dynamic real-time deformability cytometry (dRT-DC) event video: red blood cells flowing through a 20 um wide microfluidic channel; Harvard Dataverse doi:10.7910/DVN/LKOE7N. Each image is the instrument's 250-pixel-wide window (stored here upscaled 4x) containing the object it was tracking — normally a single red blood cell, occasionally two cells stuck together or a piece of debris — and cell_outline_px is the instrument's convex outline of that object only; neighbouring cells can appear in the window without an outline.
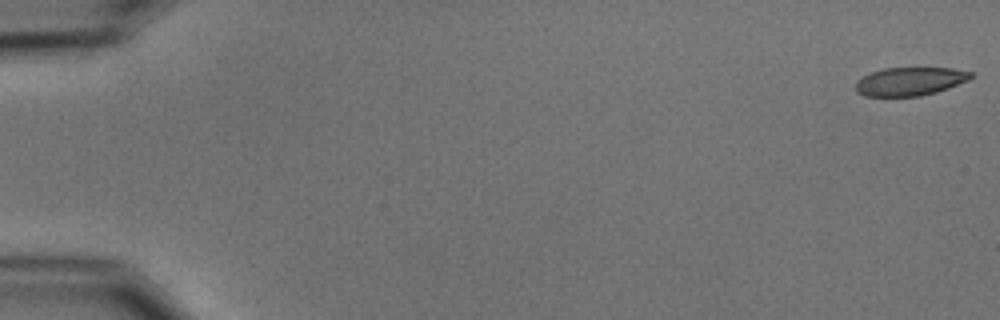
{"species": "common noctule bat (a hibernating species)", "species_latin": "Nyctalus noctula", "temperature_condition": "cold", "stored_images_in_passage": 55, "camera_frame_rate_fps": 3000, "um_per_image_px": 0.085, "animal": {"sex": "male", "body_mass_g": 15.6}, "frame": {"image": 1, "passage_image": 1, "time_ms": 0.0, "image_size_px": [1000, 320], "cell_outline_px": [[972, 76], [968, 80], [948, 88], [936, 92], [920, 96], [864, 96], [856, 92], [856, 80], [872, 72], [884, 68], [952, 68], [972, 72]], "centroid_in_image_um": [77.33, 6.92], "position_along_channel_um": 7.7, "area_um2": 18.96}}
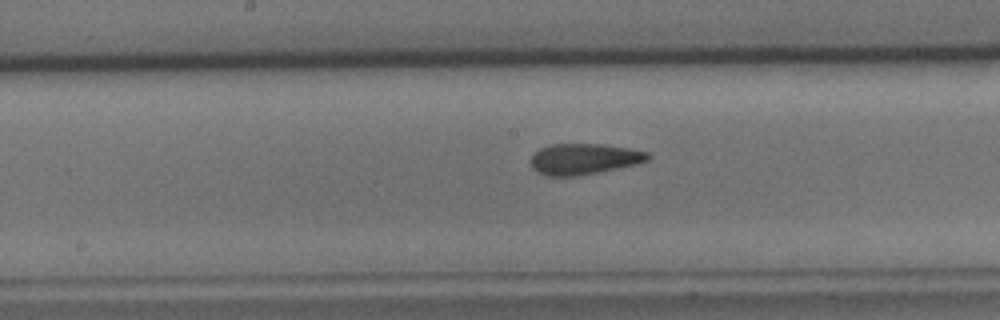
{"frame": {"image": 2, "passage_image": 29, "time_ms": 9.333, "image_size_px": [1000, 320], "cell_outline_px": [[652, 156], [648, 160], [636, 164], [576, 176], [544, 176], [536, 172], [532, 168], [532, 152], [540, 148], [552, 144], [604, 144], [628, 148], [648, 152]], "centroid_in_image_um": [49.61, 13.51], "position_along_channel_um": 198.6, "area_um2": 21.1}}
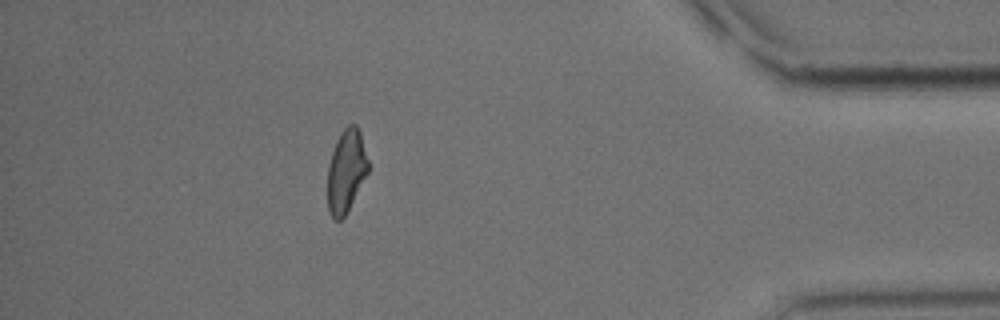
{"frame": {"image": 3, "passage_image": 49, "time_ms": 16.0, "image_size_px": [1000, 320], "cell_outline_px": [[368, 172], [344, 216], [340, 220], [332, 220], [328, 212], [328, 164], [336, 140], [340, 132], [348, 124], [356, 124], [360, 132], [368, 160]], "centroid_in_image_um": [29.41, 14.52], "position_along_channel_um": 405.8, "area_um2": 19.48}, "authors_computed_cell_mechanics": {"area_um2": 20.808, "velocity_mm_per_s": 3.72, "shape_relaxation_time_tau1_ms": 5.5228, "shape_relaxation_time_tau2_ms": 2.3504, "deformation_change_tau1": 0.1423, "deformation_change_tau2": 0.0748}}